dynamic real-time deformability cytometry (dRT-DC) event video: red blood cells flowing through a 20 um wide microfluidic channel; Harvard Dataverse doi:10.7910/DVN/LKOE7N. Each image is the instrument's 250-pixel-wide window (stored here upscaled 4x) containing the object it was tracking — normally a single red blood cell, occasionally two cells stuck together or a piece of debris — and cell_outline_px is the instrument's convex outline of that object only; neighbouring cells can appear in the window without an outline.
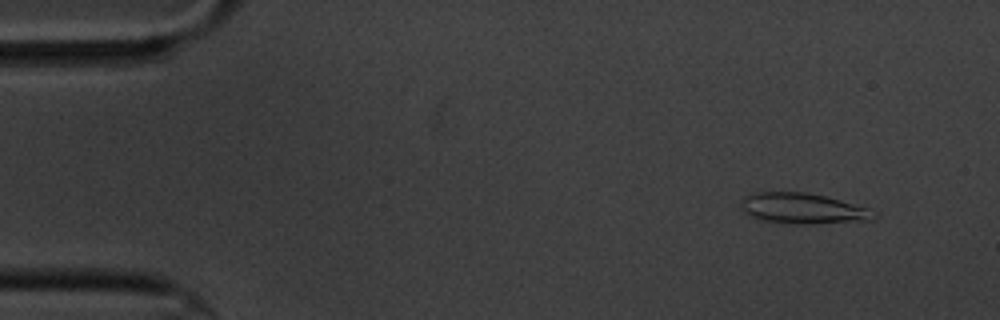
{"species": "common noctule bat (a hibernating species)", "species_latin": "Nyctalus noctula", "temperature_condition": "cold", "stored_images_in_passage": 3, "camera_frame_rate_fps": 3000, "um_per_image_px": 0.085, "animal": {"sex": "male", "body_mass_g": 20.1, "forearm_length_mm": 53.5}, "frame": {"image": 1, "passage_image": 3, "time_ms": 3.333, "image_size_px": [1000, 320], "cell_outline_px": [[876, 216], [868, 220], [808, 224], [796, 224], [756, 220], [744, 212], [740, 208], [740, 200], [752, 192], [804, 192], [824, 196], [840, 200], [868, 208], [876, 212]], "centroid_in_image_um": [68.15, 17.72], "position_along_channel_um": 16.8, "area_um2": 23.76}}